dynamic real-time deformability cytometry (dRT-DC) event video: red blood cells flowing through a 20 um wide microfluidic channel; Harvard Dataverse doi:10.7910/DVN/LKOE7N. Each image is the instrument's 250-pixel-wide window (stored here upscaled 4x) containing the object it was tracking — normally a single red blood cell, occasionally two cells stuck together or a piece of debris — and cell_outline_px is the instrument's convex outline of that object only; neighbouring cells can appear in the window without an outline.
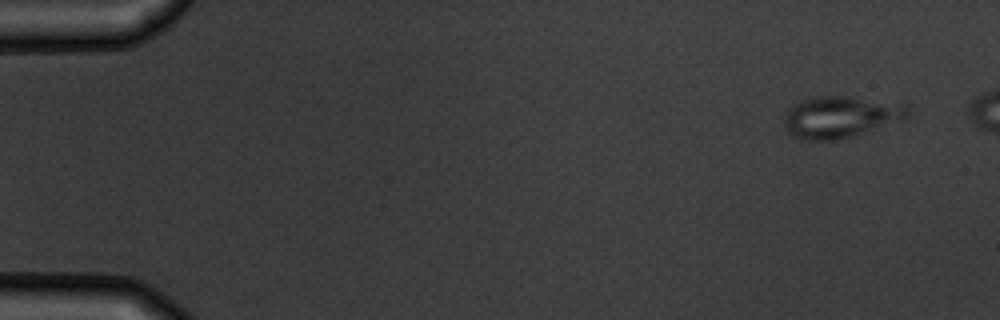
{"species": "common noctule bat (a hibernating species)", "species_latin": "Nyctalus noctula", "temperature_condition": "warm", "stored_images_in_passage": 5, "camera_frame_rate_fps": 3000, "um_per_image_px": 0.085, "animal": {"sex": "male", "body_mass_g": 19.5, "forearm_length_mm": 54.6}, "frame": {"image": 1, "passage_image": 1, "time_ms": 0.0, "image_size_px": [1000, 320], "cell_outline_px": [[912, 112], [904, 120], [848, 136], [832, 140], [804, 140], [792, 136], [788, 132], [784, 124], [784, 116], [800, 100], [816, 96], [852, 96], [900, 100], [908, 104]], "centroid_in_image_um": [71.57, 9.88], "position_along_channel_um": 13.4, "area_um2": 30.52}}